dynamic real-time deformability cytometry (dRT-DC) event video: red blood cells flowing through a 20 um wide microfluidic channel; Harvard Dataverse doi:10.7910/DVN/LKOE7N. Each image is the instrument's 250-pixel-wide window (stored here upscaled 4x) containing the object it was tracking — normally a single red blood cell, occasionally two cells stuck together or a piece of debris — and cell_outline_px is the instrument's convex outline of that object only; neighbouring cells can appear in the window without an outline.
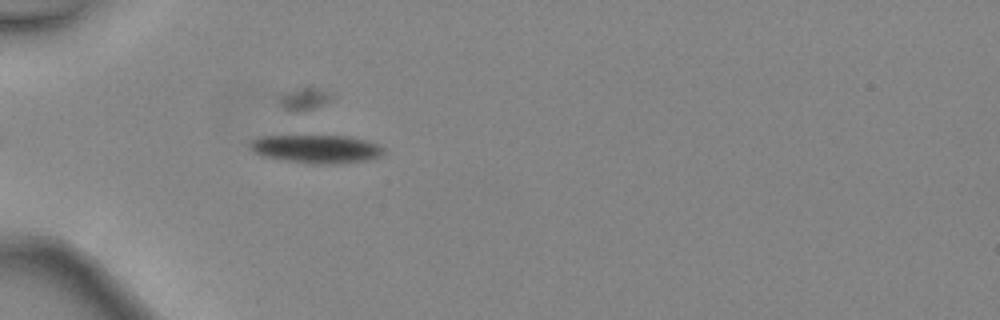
{"species": "common noctule bat (a hibernating species)", "species_latin": "Nyctalus noctula", "temperature_condition": "warm", "stored_images_in_passage": 27, "camera_frame_rate_fps": 3000, "um_per_image_px": 0.085, "animal": {"sex": "female", "body_mass_g": 24.6, "forearm_length_mm": 56.2}, "frame": {"image": 1, "passage_image": 4, "time_ms": 1.0, "image_size_px": [1000, 320], "cell_outline_px": [[384, 152], [380, 156], [364, 160], [336, 164], [308, 164], [284, 160], [264, 156], [256, 152], [252, 148], [252, 140], [264, 136], [348, 136], [364, 140], [376, 144], [384, 148]], "centroid_in_image_um": [26.93, 12.67], "position_along_channel_um": 58.1, "area_um2": 21.62}}
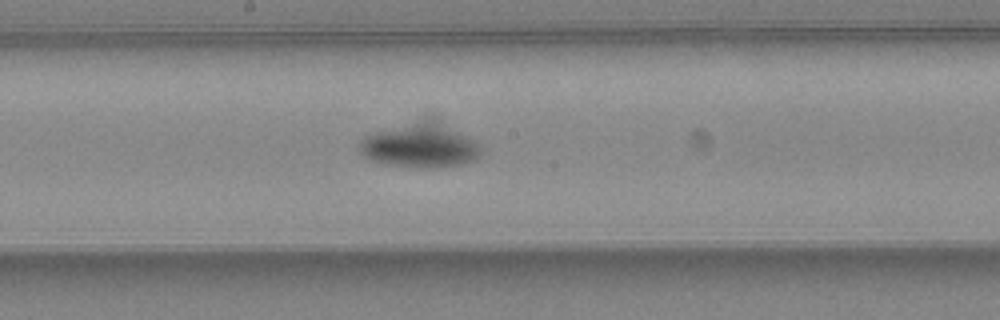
{"frame": {"image": 2, "passage_image": 15, "time_ms": 4.667, "image_size_px": [1000, 320], "cell_outline_px": [[480, 156], [472, 160], [460, 164], [436, 168], [416, 168], [384, 164], [368, 160], [360, 152], [360, 140], [364, 136], [372, 132], [432, 116], [436, 116], [480, 144]], "centroid_in_image_um": [35.7, 12.33], "position_along_channel_um": 212.5, "area_um2": 32.19}}
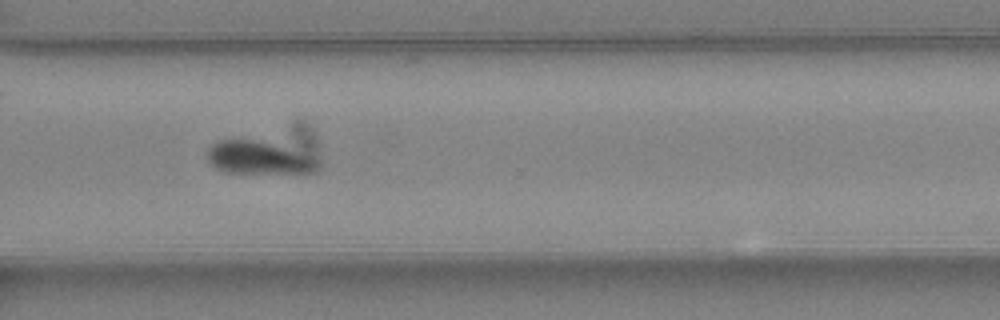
{"frame": {"image": 3, "passage_image": 24, "time_ms": 7.667, "image_size_px": [1000, 320], "cell_outline_px": [[320, 168], [316, 172], [224, 172], [216, 168], [208, 160], [208, 148], [212, 144], [220, 140], [296, 120], [304, 120], [308, 124], [316, 136], [320, 156]], "centroid_in_image_um": [22.86, 12.78], "position_along_channel_um": 347.7, "area_um2": 32.54}}